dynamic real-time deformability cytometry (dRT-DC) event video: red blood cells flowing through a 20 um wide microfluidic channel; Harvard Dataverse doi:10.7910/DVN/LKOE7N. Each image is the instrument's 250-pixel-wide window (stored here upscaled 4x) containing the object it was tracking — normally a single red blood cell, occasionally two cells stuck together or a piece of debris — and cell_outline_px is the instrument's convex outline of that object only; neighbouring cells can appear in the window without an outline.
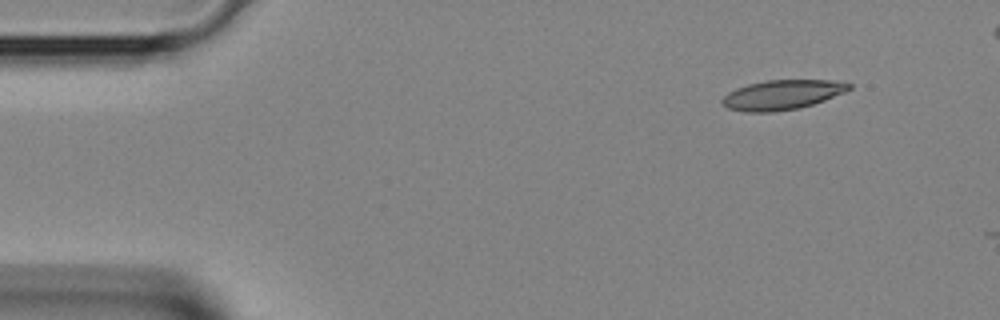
{"species": "Egyptian fruit bat (a non-hibernating species)", "species_latin": "Rousettus aegyptiacus", "temperature_condition": "room temperature", "stored_images_in_passage": 3, "camera_frame_rate_fps": 3000, "um_per_image_px": 0.085, "animal": {"sex": "female"}, "frame": {"image": 1, "passage_image": 1, "time_ms": 0.0, "image_size_px": [1000, 320], "cell_outline_px": [[852, 88], [844, 92], [824, 100], [800, 108], [772, 112], [744, 112], [728, 108], [720, 100], [728, 92], [736, 88], [748, 84], [764, 80], [836, 80], [852, 84]], "centroid_in_image_um": [66.48, 8.05], "position_along_channel_um": 18.5, "area_um2": 21.96}}